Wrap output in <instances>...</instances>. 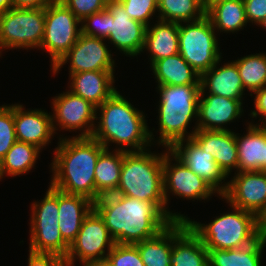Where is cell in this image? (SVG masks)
Returning a JSON list of instances; mask_svg holds the SVG:
<instances>
[{"label": "cell", "mask_w": 266, "mask_h": 266, "mask_svg": "<svg viewBox=\"0 0 266 266\" xmlns=\"http://www.w3.org/2000/svg\"><path fill=\"white\" fill-rule=\"evenodd\" d=\"M261 171L266 173V153H265V163L261 166Z\"/></svg>", "instance_id": "681fc988"}, {"label": "cell", "mask_w": 266, "mask_h": 266, "mask_svg": "<svg viewBox=\"0 0 266 266\" xmlns=\"http://www.w3.org/2000/svg\"><path fill=\"white\" fill-rule=\"evenodd\" d=\"M16 141L14 104H3L0 106V161Z\"/></svg>", "instance_id": "e575fe53"}, {"label": "cell", "mask_w": 266, "mask_h": 266, "mask_svg": "<svg viewBox=\"0 0 266 266\" xmlns=\"http://www.w3.org/2000/svg\"><path fill=\"white\" fill-rule=\"evenodd\" d=\"M206 16L217 33L237 34L247 27L245 6L243 0H224L213 5L207 12Z\"/></svg>", "instance_id": "f546056e"}, {"label": "cell", "mask_w": 266, "mask_h": 266, "mask_svg": "<svg viewBox=\"0 0 266 266\" xmlns=\"http://www.w3.org/2000/svg\"><path fill=\"white\" fill-rule=\"evenodd\" d=\"M109 234L118 244H136L155 237L172 221L152 202L106 194L94 202Z\"/></svg>", "instance_id": "6da1fadb"}, {"label": "cell", "mask_w": 266, "mask_h": 266, "mask_svg": "<svg viewBox=\"0 0 266 266\" xmlns=\"http://www.w3.org/2000/svg\"><path fill=\"white\" fill-rule=\"evenodd\" d=\"M188 227L186 221H173L153 238L134 244L145 266H171L173 241Z\"/></svg>", "instance_id": "d4e9b609"}, {"label": "cell", "mask_w": 266, "mask_h": 266, "mask_svg": "<svg viewBox=\"0 0 266 266\" xmlns=\"http://www.w3.org/2000/svg\"><path fill=\"white\" fill-rule=\"evenodd\" d=\"M248 23L257 25L266 17V0H243Z\"/></svg>", "instance_id": "60d3db41"}, {"label": "cell", "mask_w": 266, "mask_h": 266, "mask_svg": "<svg viewBox=\"0 0 266 266\" xmlns=\"http://www.w3.org/2000/svg\"><path fill=\"white\" fill-rule=\"evenodd\" d=\"M53 0H13L15 8L38 9L45 8Z\"/></svg>", "instance_id": "7bdbcfd3"}, {"label": "cell", "mask_w": 266, "mask_h": 266, "mask_svg": "<svg viewBox=\"0 0 266 266\" xmlns=\"http://www.w3.org/2000/svg\"><path fill=\"white\" fill-rule=\"evenodd\" d=\"M110 12L107 9L91 14L81 21V33L106 39L109 36Z\"/></svg>", "instance_id": "74e56055"}, {"label": "cell", "mask_w": 266, "mask_h": 266, "mask_svg": "<svg viewBox=\"0 0 266 266\" xmlns=\"http://www.w3.org/2000/svg\"><path fill=\"white\" fill-rule=\"evenodd\" d=\"M143 110L135 108L119 91L96 108V123L92 138L106 149L115 144V150L124 152L144 151L154 145Z\"/></svg>", "instance_id": "7a4b0ae2"}, {"label": "cell", "mask_w": 266, "mask_h": 266, "mask_svg": "<svg viewBox=\"0 0 266 266\" xmlns=\"http://www.w3.org/2000/svg\"><path fill=\"white\" fill-rule=\"evenodd\" d=\"M205 15L201 0H161L155 19L182 23L200 20Z\"/></svg>", "instance_id": "d6a6232c"}, {"label": "cell", "mask_w": 266, "mask_h": 266, "mask_svg": "<svg viewBox=\"0 0 266 266\" xmlns=\"http://www.w3.org/2000/svg\"><path fill=\"white\" fill-rule=\"evenodd\" d=\"M13 7V0H0V15Z\"/></svg>", "instance_id": "bcb514c9"}, {"label": "cell", "mask_w": 266, "mask_h": 266, "mask_svg": "<svg viewBox=\"0 0 266 266\" xmlns=\"http://www.w3.org/2000/svg\"><path fill=\"white\" fill-rule=\"evenodd\" d=\"M114 245L115 241L109 234L103 218L93 208L83 220L78 235L69 246L65 257L66 264L75 266V262L78 261L81 264L105 259Z\"/></svg>", "instance_id": "4fadbf2b"}, {"label": "cell", "mask_w": 266, "mask_h": 266, "mask_svg": "<svg viewBox=\"0 0 266 266\" xmlns=\"http://www.w3.org/2000/svg\"><path fill=\"white\" fill-rule=\"evenodd\" d=\"M81 266H112L107 258L100 260L86 261L80 264Z\"/></svg>", "instance_id": "f6af8a7d"}, {"label": "cell", "mask_w": 266, "mask_h": 266, "mask_svg": "<svg viewBox=\"0 0 266 266\" xmlns=\"http://www.w3.org/2000/svg\"><path fill=\"white\" fill-rule=\"evenodd\" d=\"M154 23L147 27L142 49L143 54L149 53L150 66L157 60L179 53V23L161 20Z\"/></svg>", "instance_id": "484cf974"}, {"label": "cell", "mask_w": 266, "mask_h": 266, "mask_svg": "<svg viewBox=\"0 0 266 266\" xmlns=\"http://www.w3.org/2000/svg\"><path fill=\"white\" fill-rule=\"evenodd\" d=\"M251 97L254 98L253 99V101H254L253 107L255 109H252L250 111L249 116L252 119L248 123H250V124L256 123V125H266V86L261 88L260 90L255 91L251 95ZM253 118L254 119L259 118L258 121L259 122L261 121V122L257 123V122H255V120Z\"/></svg>", "instance_id": "ab89813d"}, {"label": "cell", "mask_w": 266, "mask_h": 266, "mask_svg": "<svg viewBox=\"0 0 266 266\" xmlns=\"http://www.w3.org/2000/svg\"><path fill=\"white\" fill-rule=\"evenodd\" d=\"M216 32L206 15L179 23V54L200 76L223 58Z\"/></svg>", "instance_id": "9c48e42d"}, {"label": "cell", "mask_w": 266, "mask_h": 266, "mask_svg": "<svg viewBox=\"0 0 266 266\" xmlns=\"http://www.w3.org/2000/svg\"><path fill=\"white\" fill-rule=\"evenodd\" d=\"M246 132H235L238 149V170L261 171L265 163L266 153V125H256L246 122Z\"/></svg>", "instance_id": "cb8c5ba5"}, {"label": "cell", "mask_w": 266, "mask_h": 266, "mask_svg": "<svg viewBox=\"0 0 266 266\" xmlns=\"http://www.w3.org/2000/svg\"><path fill=\"white\" fill-rule=\"evenodd\" d=\"M232 61L237 65L243 87L250 96L266 86V53H253Z\"/></svg>", "instance_id": "836d02e7"}, {"label": "cell", "mask_w": 266, "mask_h": 266, "mask_svg": "<svg viewBox=\"0 0 266 266\" xmlns=\"http://www.w3.org/2000/svg\"><path fill=\"white\" fill-rule=\"evenodd\" d=\"M203 151L212 155L223 173L230 178L238 170V149L234 130H197L191 137Z\"/></svg>", "instance_id": "ffe728a7"}, {"label": "cell", "mask_w": 266, "mask_h": 266, "mask_svg": "<svg viewBox=\"0 0 266 266\" xmlns=\"http://www.w3.org/2000/svg\"><path fill=\"white\" fill-rule=\"evenodd\" d=\"M94 208V202L81 195L58 190V226L63 240L70 246L75 240L85 217Z\"/></svg>", "instance_id": "603a6c76"}, {"label": "cell", "mask_w": 266, "mask_h": 266, "mask_svg": "<svg viewBox=\"0 0 266 266\" xmlns=\"http://www.w3.org/2000/svg\"><path fill=\"white\" fill-rule=\"evenodd\" d=\"M169 150L192 172L207 181L220 196L226 191L228 177L219 168L212 155L203 151L192 138L175 142Z\"/></svg>", "instance_id": "ac0fdd59"}, {"label": "cell", "mask_w": 266, "mask_h": 266, "mask_svg": "<svg viewBox=\"0 0 266 266\" xmlns=\"http://www.w3.org/2000/svg\"><path fill=\"white\" fill-rule=\"evenodd\" d=\"M57 136L50 166V184L67 194L96 201L95 167L105 147L92 137Z\"/></svg>", "instance_id": "3957f363"}, {"label": "cell", "mask_w": 266, "mask_h": 266, "mask_svg": "<svg viewBox=\"0 0 266 266\" xmlns=\"http://www.w3.org/2000/svg\"><path fill=\"white\" fill-rule=\"evenodd\" d=\"M230 211L204 224L190 217L188 227L201 239L207 249H237L254 243L258 238L256 215L229 205Z\"/></svg>", "instance_id": "8992f818"}, {"label": "cell", "mask_w": 266, "mask_h": 266, "mask_svg": "<svg viewBox=\"0 0 266 266\" xmlns=\"http://www.w3.org/2000/svg\"><path fill=\"white\" fill-rule=\"evenodd\" d=\"M70 11L82 21L91 14L106 9V0H61Z\"/></svg>", "instance_id": "f35d334b"}, {"label": "cell", "mask_w": 266, "mask_h": 266, "mask_svg": "<svg viewBox=\"0 0 266 266\" xmlns=\"http://www.w3.org/2000/svg\"><path fill=\"white\" fill-rule=\"evenodd\" d=\"M51 105L55 134L57 130H62L78 133L72 137L92 136L96 123V107L93 104L66 89L52 98Z\"/></svg>", "instance_id": "7c38bea8"}, {"label": "cell", "mask_w": 266, "mask_h": 266, "mask_svg": "<svg viewBox=\"0 0 266 266\" xmlns=\"http://www.w3.org/2000/svg\"><path fill=\"white\" fill-rule=\"evenodd\" d=\"M222 1L224 0H202L201 2L205 12H207L213 5Z\"/></svg>", "instance_id": "7dc6e473"}, {"label": "cell", "mask_w": 266, "mask_h": 266, "mask_svg": "<svg viewBox=\"0 0 266 266\" xmlns=\"http://www.w3.org/2000/svg\"><path fill=\"white\" fill-rule=\"evenodd\" d=\"M150 149L123 151L120 181L115 194L152 202L168 217L163 183L164 150L157 153Z\"/></svg>", "instance_id": "5b68a950"}, {"label": "cell", "mask_w": 266, "mask_h": 266, "mask_svg": "<svg viewBox=\"0 0 266 266\" xmlns=\"http://www.w3.org/2000/svg\"><path fill=\"white\" fill-rule=\"evenodd\" d=\"M107 41L80 34L77 42L51 68L53 75H57L62 67L69 63V74L84 71H115L116 62ZM68 62V63H67Z\"/></svg>", "instance_id": "5bb4252c"}, {"label": "cell", "mask_w": 266, "mask_h": 266, "mask_svg": "<svg viewBox=\"0 0 266 266\" xmlns=\"http://www.w3.org/2000/svg\"><path fill=\"white\" fill-rule=\"evenodd\" d=\"M155 89L160 97L156 110V133L159 132V136L154 140V145L170 148L179 140L191 138L198 130L196 123L200 85H159ZM194 121L192 128L190 124ZM188 128H192V131L188 132Z\"/></svg>", "instance_id": "277c9868"}, {"label": "cell", "mask_w": 266, "mask_h": 266, "mask_svg": "<svg viewBox=\"0 0 266 266\" xmlns=\"http://www.w3.org/2000/svg\"><path fill=\"white\" fill-rule=\"evenodd\" d=\"M220 59L214 66L200 76V88L208 94L244 100L245 89L237 65L228 61L223 65Z\"/></svg>", "instance_id": "7402d4cb"}, {"label": "cell", "mask_w": 266, "mask_h": 266, "mask_svg": "<svg viewBox=\"0 0 266 266\" xmlns=\"http://www.w3.org/2000/svg\"><path fill=\"white\" fill-rule=\"evenodd\" d=\"M110 12L109 36L105 39L127 57H138L144 47L147 26L132 19L119 0L106 2Z\"/></svg>", "instance_id": "9a60e30c"}, {"label": "cell", "mask_w": 266, "mask_h": 266, "mask_svg": "<svg viewBox=\"0 0 266 266\" xmlns=\"http://www.w3.org/2000/svg\"><path fill=\"white\" fill-rule=\"evenodd\" d=\"M123 151L104 149L95 167L96 200L106 194L115 193L120 181Z\"/></svg>", "instance_id": "4dcf8cb0"}, {"label": "cell", "mask_w": 266, "mask_h": 266, "mask_svg": "<svg viewBox=\"0 0 266 266\" xmlns=\"http://www.w3.org/2000/svg\"><path fill=\"white\" fill-rule=\"evenodd\" d=\"M243 104V100L208 94L200 88L197 129L230 131L227 125L242 117L245 111Z\"/></svg>", "instance_id": "e0dca14e"}, {"label": "cell", "mask_w": 266, "mask_h": 266, "mask_svg": "<svg viewBox=\"0 0 266 266\" xmlns=\"http://www.w3.org/2000/svg\"><path fill=\"white\" fill-rule=\"evenodd\" d=\"M266 239L258 238L254 243L237 249H207L209 266H263Z\"/></svg>", "instance_id": "83f0119b"}, {"label": "cell", "mask_w": 266, "mask_h": 266, "mask_svg": "<svg viewBox=\"0 0 266 266\" xmlns=\"http://www.w3.org/2000/svg\"><path fill=\"white\" fill-rule=\"evenodd\" d=\"M114 73L115 71H84L69 74L68 90L97 108L117 91Z\"/></svg>", "instance_id": "44dd1931"}, {"label": "cell", "mask_w": 266, "mask_h": 266, "mask_svg": "<svg viewBox=\"0 0 266 266\" xmlns=\"http://www.w3.org/2000/svg\"><path fill=\"white\" fill-rule=\"evenodd\" d=\"M171 266H209L207 248L189 227L173 241Z\"/></svg>", "instance_id": "f1b7e54d"}, {"label": "cell", "mask_w": 266, "mask_h": 266, "mask_svg": "<svg viewBox=\"0 0 266 266\" xmlns=\"http://www.w3.org/2000/svg\"><path fill=\"white\" fill-rule=\"evenodd\" d=\"M40 200L33 201L30 207L28 251L56 254L65 259L69 245L63 240L58 226V189L49 185Z\"/></svg>", "instance_id": "52a82bcc"}, {"label": "cell", "mask_w": 266, "mask_h": 266, "mask_svg": "<svg viewBox=\"0 0 266 266\" xmlns=\"http://www.w3.org/2000/svg\"><path fill=\"white\" fill-rule=\"evenodd\" d=\"M125 12L135 21L147 27L154 22L153 17L158 14V3L155 0H119Z\"/></svg>", "instance_id": "d590c367"}, {"label": "cell", "mask_w": 266, "mask_h": 266, "mask_svg": "<svg viewBox=\"0 0 266 266\" xmlns=\"http://www.w3.org/2000/svg\"><path fill=\"white\" fill-rule=\"evenodd\" d=\"M27 266H67L63 257L56 254L35 253L29 251Z\"/></svg>", "instance_id": "b9f144b4"}, {"label": "cell", "mask_w": 266, "mask_h": 266, "mask_svg": "<svg viewBox=\"0 0 266 266\" xmlns=\"http://www.w3.org/2000/svg\"><path fill=\"white\" fill-rule=\"evenodd\" d=\"M45 25V8H11L0 15V58L3 51L39 49Z\"/></svg>", "instance_id": "30bf717a"}, {"label": "cell", "mask_w": 266, "mask_h": 266, "mask_svg": "<svg viewBox=\"0 0 266 266\" xmlns=\"http://www.w3.org/2000/svg\"><path fill=\"white\" fill-rule=\"evenodd\" d=\"M232 177L219 199L257 215L266 204V173L243 171L234 173Z\"/></svg>", "instance_id": "2e32d148"}, {"label": "cell", "mask_w": 266, "mask_h": 266, "mask_svg": "<svg viewBox=\"0 0 266 266\" xmlns=\"http://www.w3.org/2000/svg\"><path fill=\"white\" fill-rule=\"evenodd\" d=\"M256 230L259 238L266 239V204L256 215Z\"/></svg>", "instance_id": "ee69618b"}, {"label": "cell", "mask_w": 266, "mask_h": 266, "mask_svg": "<svg viewBox=\"0 0 266 266\" xmlns=\"http://www.w3.org/2000/svg\"><path fill=\"white\" fill-rule=\"evenodd\" d=\"M81 21L61 1L53 0L45 7L44 35L38 50L50 56L51 68L77 42Z\"/></svg>", "instance_id": "8fae6325"}, {"label": "cell", "mask_w": 266, "mask_h": 266, "mask_svg": "<svg viewBox=\"0 0 266 266\" xmlns=\"http://www.w3.org/2000/svg\"><path fill=\"white\" fill-rule=\"evenodd\" d=\"M41 152L42 150L33 144L16 141L0 161V181L4 177H19L35 169Z\"/></svg>", "instance_id": "1f68e13d"}, {"label": "cell", "mask_w": 266, "mask_h": 266, "mask_svg": "<svg viewBox=\"0 0 266 266\" xmlns=\"http://www.w3.org/2000/svg\"><path fill=\"white\" fill-rule=\"evenodd\" d=\"M150 67L157 86L200 85V75L179 53L157 60Z\"/></svg>", "instance_id": "4316f807"}, {"label": "cell", "mask_w": 266, "mask_h": 266, "mask_svg": "<svg viewBox=\"0 0 266 266\" xmlns=\"http://www.w3.org/2000/svg\"><path fill=\"white\" fill-rule=\"evenodd\" d=\"M258 26L266 30V17L258 24Z\"/></svg>", "instance_id": "c3c4849f"}, {"label": "cell", "mask_w": 266, "mask_h": 266, "mask_svg": "<svg viewBox=\"0 0 266 266\" xmlns=\"http://www.w3.org/2000/svg\"><path fill=\"white\" fill-rule=\"evenodd\" d=\"M164 199L168 209V218L173 221H186L189 217L181 212L170 211V196L182 200L209 201L213 195L221 197L219 193L203 178L192 172L180 161L169 148L164 149L163 159ZM173 211V212H172Z\"/></svg>", "instance_id": "ba28073f"}, {"label": "cell", "mask_w": 266, "mask_h": 266, "mask_svg": "<svg viewBox=\"0 0 266 266\" xmlns=\"http://www.w3.org/2000/svg\"><path fill=\"white\" fill-rule=\"evenodd\" d=\"M107 259L112 266H145L138 248L132 244L115 243Z\"/></svg>", "instance_id": "8d00e7d4"}, {"label": "cell", "mask_w": 266, "mask_h": 266, "mask_svg": "<svg viewBox=\"0 0 266 266\" xmlns=\"http://www.w3.org/2000/svg\"><path fill=\"white\" fill-rule=\"evenodd\" d=\"M14 123L17 141L30 143L39 149L51 143L55 133L52 114L40 109H26L23 104L14 103Z\"/></svg>", "instance_id": "d6986e66"}]
</instances>
